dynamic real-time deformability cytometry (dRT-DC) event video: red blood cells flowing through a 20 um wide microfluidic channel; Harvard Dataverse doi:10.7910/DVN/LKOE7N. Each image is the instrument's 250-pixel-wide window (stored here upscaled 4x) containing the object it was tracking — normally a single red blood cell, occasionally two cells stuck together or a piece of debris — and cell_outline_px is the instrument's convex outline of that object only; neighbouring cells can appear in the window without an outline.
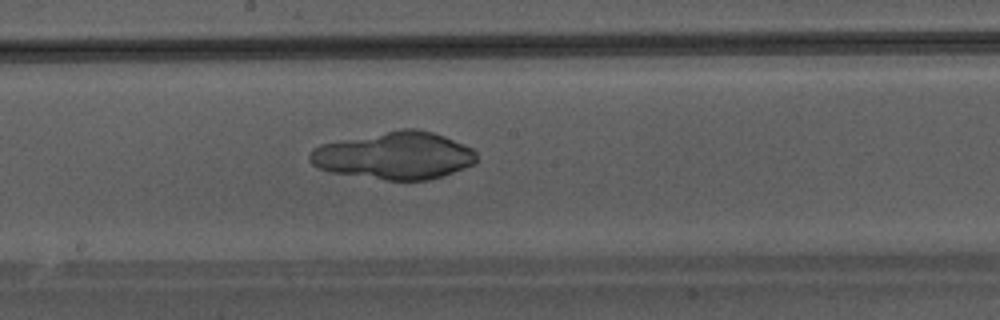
{"species": "Egyptian fruit bat (a non-hibernating species)", "species_latin": "Rousettus aegyptiacus", "temperature_condition": "warm", "stored_images_in_passage": 32, "camera_frame_rate_fps": 3000, "um_per_image_px": 0.085, "animal": {"sex": "male"}, "frame": {"image": 1, "passage_image": 14, "time_ms": 4.333, "image_size_px": [1000, 320], "cell_outline_px": [[476, 160], [472, 164], [464, 168], [428, 180], [384, 180], [332, 172], [316, 168], [308, 160], [308, 156], [312, 148], [320, 144], [400, 128], [416, 128], [432, 132], [444, 136], [464, 144], [472, 148], [476, 152]], "centroid_in_image_um": [33.49, 13.21], "position_along_channel_um": 214.7, "area_um2": 46.12}}
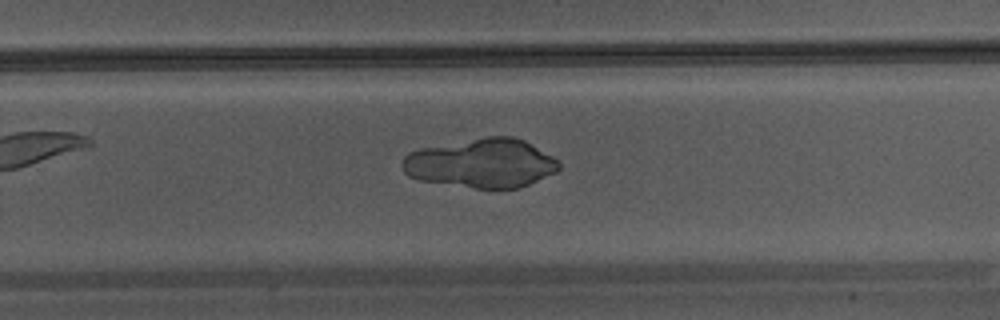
{"frame": {"image": 2, "passage_image": 19, "time_ms": 6.0, "image_size_px": [1000, 320], "cell_outline_px": [[560, 168], [556, 172], [520, 188], [476, 188], [420, 180], [408, 176], [404, 172], [400, 164], [404, 156], [408, 152], [420, 148], [484, 136], [512, 136], [524, 140], [552, 156], [560, 164]], "centroid_in_image_um": [40.89, 13.86], "position_along_channel_um": 288.9, "area_um2": 44.85}}